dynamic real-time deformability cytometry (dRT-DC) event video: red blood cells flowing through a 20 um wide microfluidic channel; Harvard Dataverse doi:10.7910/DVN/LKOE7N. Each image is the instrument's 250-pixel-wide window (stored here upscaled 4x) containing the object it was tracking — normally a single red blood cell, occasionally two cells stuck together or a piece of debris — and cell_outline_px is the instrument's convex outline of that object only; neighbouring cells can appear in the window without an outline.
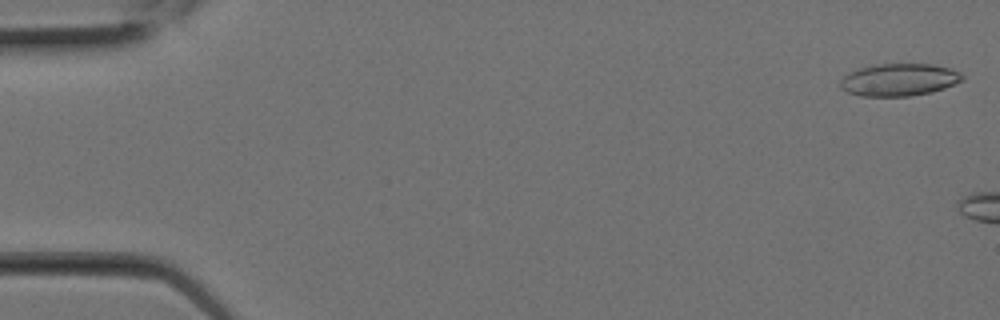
{"species": "Egyptian fruit bat (a non-hibernating species)", "species_latin": "Rousettus aegyptiacus", "temperature_condition": "room temperature", "stored_images_in_passage": 5, "camera_frame_rate_fps": 3000, "um_per_image_px": 0.085, "animal": {"sex": "female"}, "frame": {"image": 1, "passage_image": 1, "time_ms": 0.0, "image_size_px": [1000, 320], "cell_outline_px": [[964, 80], [944, 88], [932, 92], [908, 96], [860, 96], [848, 92], [840, 88], [840, 80], [848, 72], [872, 64], [932, 64], [952, 68], [960, 72], [964, 76]], "centroid_in_image_um": [76.43, 6.77], "position_along_channel_um": 8.6, "area_um2": 23.24}}